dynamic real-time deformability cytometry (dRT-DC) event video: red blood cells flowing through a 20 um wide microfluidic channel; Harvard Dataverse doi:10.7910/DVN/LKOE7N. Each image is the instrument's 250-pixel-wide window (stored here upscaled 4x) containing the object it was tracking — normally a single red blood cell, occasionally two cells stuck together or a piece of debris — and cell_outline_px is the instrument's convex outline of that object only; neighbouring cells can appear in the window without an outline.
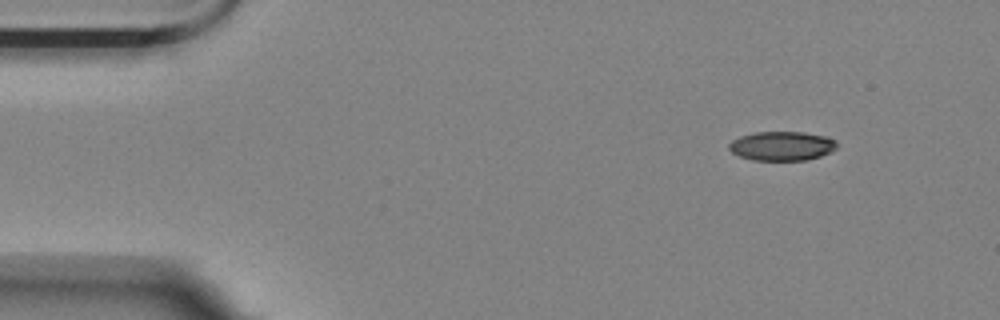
{"species": "Egyptian fruit bat (a non-hibernating species)", "species_latin": "Rousettus aegyptiacus", "temperature_condition": "room temperature", "stored_images_in_passage": 5, "camera_frame_rate_fps": 3000, "um_per_image_px": 0.085, "animal": {"sex": "female"}, "frame": {"image": 1, "passage_image": 1, "time_ms": 0.0, "image_size_px": [1000, 320], "cell_outline_px": [[836, 148], [820, 156], [804, 160], [752, 160], [740, 156], [732, 152], [728, 148], [728, 144], [732, 140], [740, 136], [756, 132], [804, 132], [824, 136], [836, 140]], "centroid_in_image_um": [66.43, 12.4], "position_along_channel_um": 18.6, "area_um2": 18.21}}
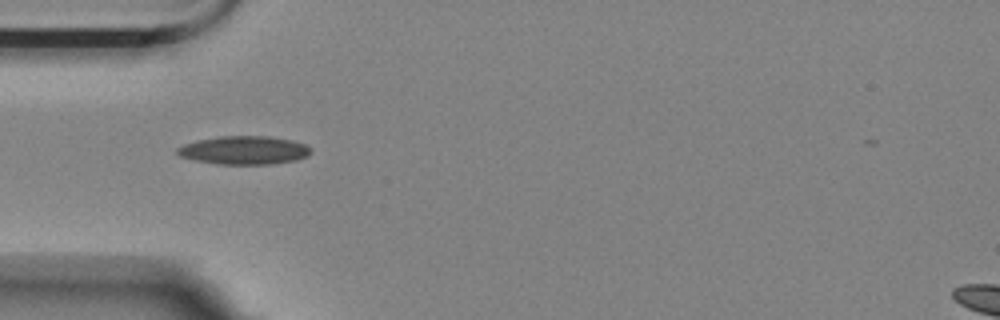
{"frame": {"image": 2, "passage_image": 4, "time_ms": 1.0, "image_size_px": [1000, 320], "cell_outline_px": [[312, 152], [308, 156], [296, 160], [272, 164], [216, 164], [196, 160], [180, 156], [176, 152], [176, 148], [184, 144], [196, 140], [220, 136], [268, 136], [292, 140], [304, 144], [312, 148]], "centroid_in_image_um": [20.76, 12.77], "position_along_channel_um": 64.2, "area_um2": 22.2}}
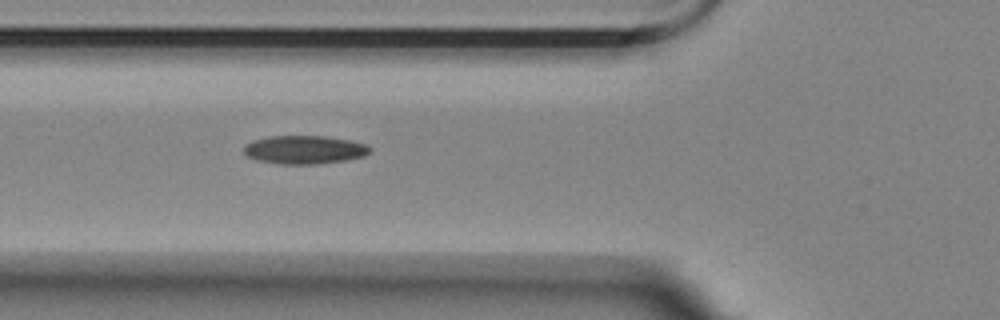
{"frame": {"image": 3, "passage_image": 5, "time_ms": 1.333, "image_size_px": [1000, 320], "cell_outline_px": [[372, 148], [364, 156], [344, 160], [316, 164], [280, 164], [256, 160], [248, 156], [244, 152], [244, 144], [252, 140], [268, 136], [324, 136], [348, 140], [364, 144]], "centroid_in_image_um": [25.82, 12.72], "position_along_channel_um": 100.0, "area_um2": 20.75}}